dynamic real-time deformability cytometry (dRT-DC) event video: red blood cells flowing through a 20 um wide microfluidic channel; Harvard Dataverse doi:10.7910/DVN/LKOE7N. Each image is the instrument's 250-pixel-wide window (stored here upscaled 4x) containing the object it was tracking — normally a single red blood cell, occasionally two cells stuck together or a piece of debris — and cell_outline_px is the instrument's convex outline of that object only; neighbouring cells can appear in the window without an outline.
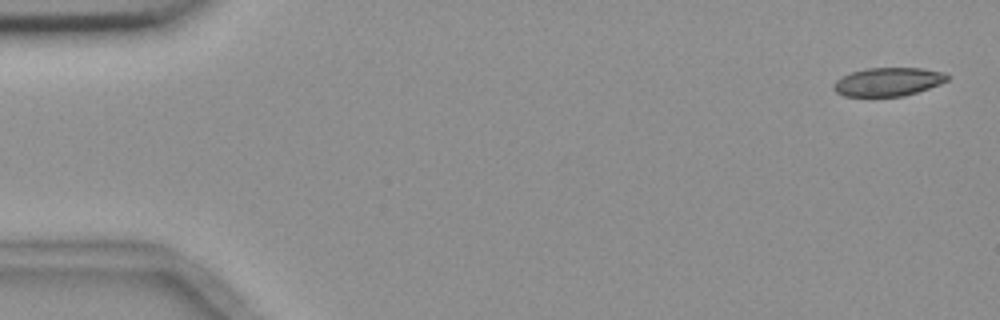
{"species": "common noctule bat (a hibernating species)", "species_latin": "Nyctalus noctula", "temperature_condition": "room temperature", "stored_images_in_passage": 5, "camera_frame_rate_fps": 3000, "um_per_image_px": 0.085, "animal": {"sex": "female", "body_mass_g": 18.4}, "frame": {"image": 1, "passage_image": 1, "time_ms": 0.0, "image_size_px": [1000, 320], "cell_outline_px": [[948, 80], [940, 84], [904, 96], [844, 96], [836, 92], [832, 88], [832, 84], [836, 80], [852, 72], [868, 68], [920, 68], [944, 72], [948, 76]], "centroid_in_image_um": [75.47, 6.95], "position_along_channel_um": 9.5, "area_um2": 18.73}}
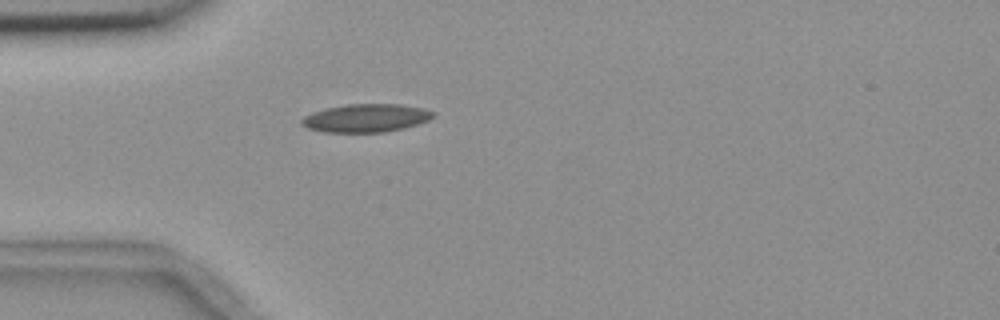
{"frame": {"image": 2, "passage_image": 5, "time_ms": 4.667, "image_size_px": [1000, 320], "cell_outline_px": [[432, 116], [428, 120], [404, 128], [384, 132], [324, 132], [308, 128], [300, 124], [300, 120], [304, 116], [312, 112], [324, 108], [348, 104], [400, 104], [424, 108], [432, 112]], "centroid_in_image_um": [31.05, 10.03], "position_along_channel_um": 54.0, "area_um2": 21.5}}